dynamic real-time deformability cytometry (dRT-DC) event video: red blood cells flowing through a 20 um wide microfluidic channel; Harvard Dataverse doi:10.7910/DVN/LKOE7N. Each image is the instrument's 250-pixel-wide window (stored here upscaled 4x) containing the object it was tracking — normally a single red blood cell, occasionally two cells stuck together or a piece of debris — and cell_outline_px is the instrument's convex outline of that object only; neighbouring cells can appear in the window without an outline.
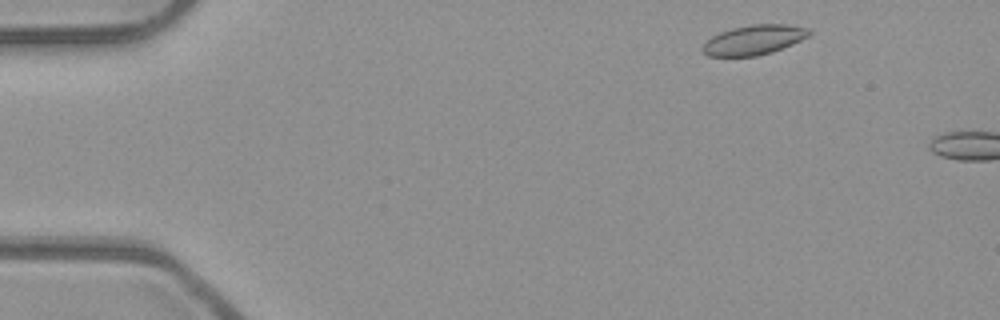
{"species": "common noctule bat (a hibernating species)", "species_latin": "Nyctalus noctula", "temperature_condition": "room temperature", "stored_images_in_passage": 6, "camera_frame_rate_fps": 3000, "um_per_image_px": 0.085, "animal": {"sex": "male", "body_mass_g": 23.1, "forearm_length_mm": 52.7}, "frame": {"image": 1, "passage_image": 3, "time_ms": 0.667, "image_size_px": [1000, 320], "cell_outline_px": [[812, 32], [808, 36], [792, 44], [772, 52], [756, 56], [708, 56], [700, 48], [712, 36], [720, 32], [732, 28], [752, 24], [788, 24], [808, 28]], "centroid_in_image_um": [64.08, 3.38], "position_along_channel_um": 20.9, "area_um2": 18.38}}